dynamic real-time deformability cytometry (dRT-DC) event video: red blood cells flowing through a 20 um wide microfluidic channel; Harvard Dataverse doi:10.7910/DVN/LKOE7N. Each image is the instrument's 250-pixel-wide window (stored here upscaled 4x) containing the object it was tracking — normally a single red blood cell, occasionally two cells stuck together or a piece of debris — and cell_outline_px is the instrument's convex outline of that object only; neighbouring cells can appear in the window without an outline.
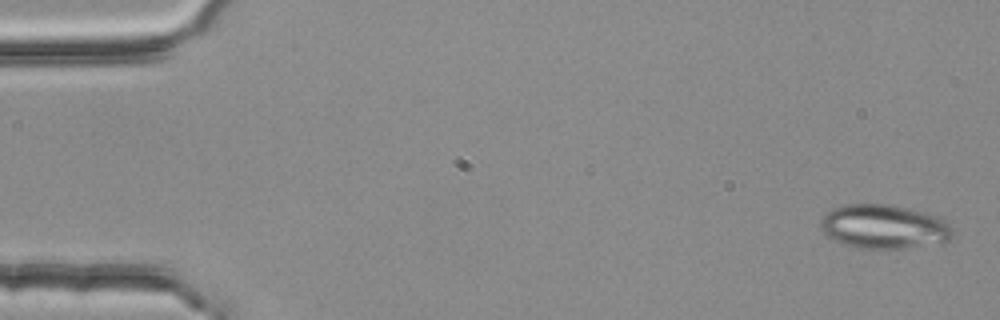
{"species": "common noctule bat (a hibernating species)", "species_latin": "Nyctalus noctula", "temperature_condition": "room temperature", "stored_images_in_passage": 4, "camera_frame_rate_fps": 3000, "um_per_image_px": 0.085, "animal": {"sex": "female", "body_mass_g": 25.1}, "frame": {"image": 1, "passage_image": 1, "time_ms": 0.0, "image_size_px": [1000, 320], "cell_outline_px": [[952, 232], [948, 240], [908, 248], [860, 248], [824, 236], [820, 228], [820, 220], [832, 208], [840, 204], [888, 204], [908, 208], [940, 216], [952, 224]], "centroid_in_image_um": [75.12, 19.24], "position_along_channel_um": 9.9, "area_um2": 33.93}}